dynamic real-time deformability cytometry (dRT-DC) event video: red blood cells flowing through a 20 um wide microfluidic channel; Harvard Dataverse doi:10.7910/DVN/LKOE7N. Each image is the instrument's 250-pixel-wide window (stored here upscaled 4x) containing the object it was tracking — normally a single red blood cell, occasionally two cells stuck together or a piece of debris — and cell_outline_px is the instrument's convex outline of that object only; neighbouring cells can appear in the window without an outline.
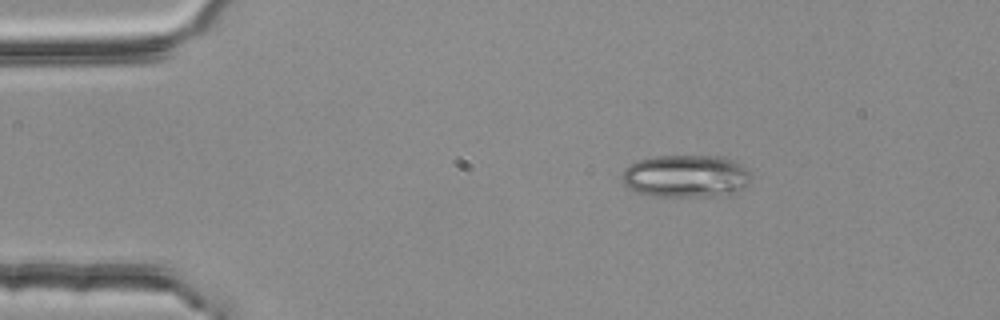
{"species": "common noctule bat (a hibernating species)", "species_latin": "Nyctalus noctula", "temperature_condition": "room temperature", "stored_images_in_passage": 3, "camera_frame_rate_fps": 3000, "um_per_image_px": 0.085, "animal": {"sex": "female", "body_mass_g": 25.1}, "frame": {"image": 1, "passage_image": 1, "time_ms": 0.0, "image_size_px": [1000, 320], "cell_outline_px": [[752, 176], [748, 184], [736, 192], [728, 196], [652, 196], [632, 192], [624, 184], [620, 176], [624, 168], [636, 160], [656, 156], [720, 156], [744, 164], [748, 168]], "centroid_in_image_um": [58.3, 14.98], "position_along_channel_um": 26.7, "area_um2": 32.77}}